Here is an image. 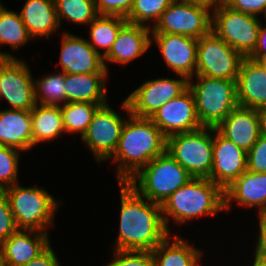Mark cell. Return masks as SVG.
Here are the masks:
<instances>
[{"instance_id":"obj_30","label":"cell","mask_w":266,"mask_h":266,"mask_svg":"<svg viewBox=\"0 0 266 266\" xmlns=\"http://www.w3.org/2000/svg\"><path fill=\"white\" fill-rule=\"evenodd\" d=\"M33 39L19 13L7 10L0 4V45H10L13 50Z\"/></svg>"},{"instance_id":"obj_1","label":"cell","mask_w":266,"mask_h":266,"mask_svg":"<svg viewBox=\"0 0 266 266\" xmlns=\"http://www.w3.org/2000/svg\"><path fill=\"white\" fill-rule=\"evenodd\" d=\"M121 196L119 233L114 250L153 251L170 233L161 205L141 196L127 182H119Z\"/></svg>"},{"instance_id":"obj_36","label":"cell","mask_w":266,"mask_h":266,"mask_svg":"<svg viewBox=\"0 0 266 266\" xmlns=\"http://www.w3.org/2000/svg\"><path fill=\"white\" fill-rule=\"evenodd\" d=\"M247 170L266 173V136L263 134L247 152Z\"/></svg>"},{"instance_id":"obj_32","label":"cell","mask_w":266,"mask_h":266,"mask_svg":"<svg viewBox=\"0 0 266 266\" xmlns=\"http://www.w3.org/2000/svg\"><path fill=\"white\" fill-rule=\"evenodd\" d=\"M56 12L62 19L77 24H90L97 16L94 0H55Z\"/></svg>"},{"instance_id":"obj_40","label":"cell","mask_w":266,"mask_h":266,"mask_svg":"<svg viewBox=\"0 0 266 266\" xmlns=\"http://www.w3.org/2000/svg\"><path fill=\"white\" fill-rule=\"evenodd\" d=\"M23 266H60V263L50 244L41 254Z\"/></svg>"},{"instance_id":"obj_15","label":"cell","mask_w":266,"mask_h":266,"mask_svg":"<svg viewBox=\"0 0 266 266\" xmlns=\"http://www.w3.org/2000/svg\"><path fill=\"white\" fill-rule=\"evenodd\" d=\"M154 38V39H153ZM166 66L179 77H195L198 39L178 34L151 33Z\"/></svg>"},{"instance_id":"obj_3","label":"cell","mask_w":266,"mask_h":266,"mask_svg":"<svg viewBox=\"0 0 266 266\" xmlns=\"http://www.w3.org/2000/svg\"><path fill=\"white\" fill-rule=\"evenodd\" d=\"M224 210V190L208 178H192L161 205L163 221L170 234V217L180 225L203 215L213 217Z\"/></svg>"},{"instance_id":"obj_31","label":"cell","mask_w":266,"mask_h":266,"mask_svg":"<svg viewBox=\"0 0 266 266\" xmlns=\"http://www.w3.org/2000/svg\"><path fill=\"white\" fill-rule=\"evenodd\" d=\"M35 101L39 105L60 106L66 104L65 73L48 74L35 79ZM63 102V103H62ZM62 103V104H60Z\"/></svg>"},{"instance_id":"obj_6","label":"cell","mask_w":266,"mask_h":266,"mask_svg":"<svg viewBox=\"0 0 266 266\" xmlns=\"http://www.w3.org/2000/svg\"><path fill=\"white\" fill-rule=\"evenodd\" d=\"M188 80L202 126L216 128L237 106L236 80L196 76Z\"/></svg>"},{"instance_id":"obj_41","label":"cell","mask_w":266,"mask_h":266,"mask_svg":"<svg viewBox=\"0 0 266 266\" xmlns=\"http://www.w3.org/2000/svg\"><path fill=\"white\" fill-rule=\"evenodd\" d=\"M258 230L255 256L266 261V213L259 214Z\"/></svg>"},{"instance_id":"obj_11","label":"cell","mask_w":266,"mask_h":266,"mask_svg":"<svg viewBox=\"0 0 266 266\" xmlns=\"http://www.w3.org/2000/svg\"><path fill=\"white\" fill-rule=\"evenodd\" d=\"M120 116L108 103L100 106L81 138L98 163L109 160L117 149L126 122Z\"/></svg>"},{"instance_id":"obj_17","label":"cell","mask_w":266,"mask_h":266,"mask_svg":"<svg viewBox=\"0 0 266 266\" xmlns=\"http://www.w3.org/2000/svg\"><path fill=\"white\" fill-rule=\"evenodd\" d=\"M60 65L68 74L108 73L103 57L88 43L87 39L63 32Z\"/></svg>"},{"instance_id":"obj_10","label":"cell","mask_w":266,"mask_h":266,"mask_svg":"<svg viewBox=\"0 0 266 266\" xmlns=\"http://www.w3.org/2000/svg\"><path fill=\"white\" fill-rule=\"evenodd\" d=\"M211 9L201 4L174 0L151 27L152 33H170L198 39L211 31Z\"/></svg>"},{"instance_id":"obj_5","label":"cell","mask_w":266,"mask_h":266,"mask_svg":"<svg viewBox=\"0 0 266 266\" xmlns=\"http://www.w3.org/2000/svg\"><path fill=\"white\" fill-rule=\"evenodd\" d=\"M6 195L18 230L47 232L58 211V200L40 187L14 184L2 190Z\"/></svg>"},{"instance_id":"obj_29","label":"cell","mask_w":266,"mask_h":266,"mask_svg":"<svg viewBox=\"0 0 266 266\" xmlns=\"http://www.w3.org/2000/svg\"><path fill=\"white\" fill-rule=\"evenodd\" d=\"M103 105L105 104L89 102H67L64 105H60L65 132L71 134L78 132L82 138L94 113Z\"/></svg>"},{"instance_id":"obj_19","label":"cell","mask_w":266,"mask_h":266,"mask_svg":"<svg viewBox=\"0 0 266 266\" xmlns=\"http://www.w3.org/2000/svg\"><path fill=\"white\" fill-rule=\"evenodd\" d=\"M48 232L17 230L0 244L4 266H23L41 254L49 245Z\"/></svg>"},{"instance_id":"obj_37","label":"cell","mask_w":266,"mask_h":266,"mask_svg":"<svg viewBox=\"0 0 266 266\" xmlns=\"http://www.w3.org/2000/svg\"><path fill=\"white\" fill-rule=\"evenodd\" d=\"M18 230L8 199L0 191V244Z\"/></svg>"},{"instance_id":"obj_24","label":"cell","mask_w":266,"mask_h":266,"mask_svg":"<svg viewBox=\"0 0 266 266\" xmlns=\"http://www.w3.org/2000/svg\"><path fill=\"white\" fill-rule=\"evenodd\" d=\"M107 76L108 73H65L66 103L89 102L107 104V86H105Z\"/></svg>"},{"instance_id":"obj_18","label":"cell","mask_w":266,"mask_h":266,"mask_svg":"<svg viewBox=\"0 0 266 266\" xmlns=\"http://www.w3.org/2000/svg\"><path fill=\"white\" fill-rule=\"evenodd\" d=\"M216 130L248 152L262 134L261 110L237 106Z\"/></svg>"},{"instance_id":"obj_26","label":"cell","mask_w":266,"mask_h":266,"mask_svg":"<svg viewBox=\"0 0 266 266\" xmlns=\"http://www.w3.org/2000/svg\"><path fill=\"white\" fill-rule=\"evenodd\" d=\"M168 235L152 252L154 266H198L202 251L190 245L187 240ZM171 243V244H170Z\"/></svg>"},{"instance_id":"obj_39","label":"cell","mask_w":266,"mask_h":266,"mask_svg":"<svg viewBox=\"0 0 266 266\" xmlns=\"http://www.w3.org/2000/svg\"><path fill=\"white\" fill-rule=\"evenodd\" d=\"M224 4L233 10L257 17L266 14V0H227Z\"/></svg>"},{"instance_id":"obj_42","label":"cell","mask_w":266,"mask_h":266,"mask_svg":"<svg viewBox=\"0 0 266 266\" xmlns=\"http://www.w3.org/2000/svg\"><path fill=\"white\" fill-rule=\"evenodd\" d=\"M266 56V25H260L257 44L253 52L248 57H265Z\"/></svg>"},{"instance_id":"obj_23","label":"cell","mask_w":266,"mask_h":266,"mask_svg":"<svg viewBox=\"0 0 266 266\" xmlns=\"http://www.w3.org/2000/svg\"><path fill=\"white\" fill-rule=\"evenodd\" d=\"M0 144L21 152L31 150V111L9 108L0 111Z\"/></svg>"},{"instance_id":"obj_22","label":"cell","mask_w":266,"mask_h":266,"mask_svg":"<svg viewBox=\"0 0 266 266\" xmlns=\"http://www.w3.org/2000/svg\"><path fill=\"white\" fill-rule=\"evenodd\" d=\"M224 196L227 211L234 201L250 209L258 207L259 214L266 213V173L246 170L224 190Z\"/></svg>"},{"instance_id":"obj_9","label":"cell","mask_w":266,"mask_h":266,"mask_svg":"<svg viewBox=\"0 0 266 266\" xmlns=\"http://www.w3.org/2000/svg\"><path fill=\"white\" fill-rule=\"evenodd\" d=\"M244 58L211 30L198 38L195 76L237 80Z\"/></svg>"},{"instance_id":"obj_27","label":"cell","mask_w":266,"mask_h":266,"mask_svg":"<svg viewBox=\"0 0 266 266\" xmlns=\"http://www.w3.org/2000/svg\"><path fill=\"white\" fill-rule=\"evenodd\" d=\"M32 148L60 137L65 132L60 106L36 104L31 110Z\"/></svg>"},{"instance_id":"obj_4","label":"cell","mask_w":266,"mask_h":266,"mask_svg":"<svg viewBox=\"0 0 266 266\" xmlns=\"http://www.w3.org/2000/svg\"><path fill=\"white\" fill-rule=\"evenodd\" d=\"M192 178L188 171L165 151L143 166L127 183L144 198L162 205L172 193Z\"/></svg>"},{"instance_id":"obj_2","label":"cell","mask_w":266,"mask_h":266,"mask_svg":"<svg viewBox=\"0 0 266 266\" xmlns=\"http://www.w3.org/2000/svg\"><path fill=\"white\" fill-rule=\"evenodd\" d=\"M121 106L128 113V119L122 128L117 149L110 158L112 162H118V183L127 182L143 166L164 153L167 146V137L150 118L131 115L126 99Z\"/></svg>"},{"instance_id":"obj_20","label":"cell","mask_w":266,"mask_h":266,"mask_svg":"<svg viewBox=\"0 0 266 266\" xmlns=\"http://www.w3.org/2000/svg\"><path fill=\"white\" fill-rule=\"evenodd\" d=\"M151 27L126 23L119 31L109 53L103 58L108 71L107 62L127 65L142 56L152 45Z\"/></svg>"},{"instance_id":"obj_13","label":"cell","mask_w":266,"mask_h":266,"mask_svg":"<svg viewBox=\"0 0 266 266\" xmlns=\"http://www.w3.org/2000/svg\"><path fill=\"white\" fill-rule=\"evenodd\" d=\"M188 88V79L158 78L145 81L126 98L130 113L139 118H150L166 102L178 97Z\"/></svg>"},{"instance_id":"obj_14","label":"cell","mask_w":266,"mask_h":266,"mask_svg":"<svg viewBox=\"0 0 266 266\" xmlns=\"http://www.w3.org/2000/svg\"><path fill=\"white\" fill-rule=\"evenodd\" d=\"M150 119L166 137L203 127L197 116L194 95L189 88L166 102Z\"/></svg>"},{"instance_id":"obj_45","label":"cell","mask_w":266,"mask_h":266,"mask_svg":"<svg viewBox=\"0 0 266 266\" xmlns=\"http://www.w3.org/2000/svg\"><path fill=\"white\" fill-rule=\"evenodd\" d=\"M262 134L266 136V109L261 110Z\"/></svg>"},{"instance_id":"obj_16","label":"cell","mask_w":266,"mask_h":266,"mask_svg":"<svg viewBox=\"0 0 266 266\" xmlns=\"http://www.w3.org/2000/svg\"><path fill=\"white\" fill-rule=\"evenodd\" d=\"M213 135V164L210 179L223 190L247 170V152L227 140L216 128Z\"/></svg>"},{"instance_id":"obj_43","label":"cell","mask_w":266,"mask_h":266,"mask_svg":"<svg viewBox=\"0 0 266 266\" xmlns=\"http://www.w3.org/2000/svg\"><path fill=\"white\" fill-rule=\"evenodd\" d=\"M184 1L204 5L209 7L211 10L215 9L216 7H218L223 3L221 0H184Z\"/></svg>"},{"instance_id":"obj_35","label":"cell","mask_w":266,"mask_h":266,"mask_svg":"<svg viewBox=\"0 0 266 266\" xmlns=\"http://www.w3.org/2000/svg\"><path fill=\"white\" fill-rule=\"evenodd\" d=\"M106 266H154L151 251L114 250V256Z\"/></svg>"},{"instance_id":"obj_38","label":"cell","mask_w":266,"mask_h":266,"mask_svg":"<svg viewBox=\"0 0 266 266\" xmlns=\"http://www.w3.org/2000/svg\"><path fill=\"white\" fill-rule=\"evenodd\" d=\"M98 15H117L127 17L134 0H94Z\"/></svg>"},{"instance_id":"obj_34","label":"cell","mask_w":266,"mask_h":266,"mask_svg":"<svg viewBox=\"0 0 266 266\" xmlns=\"http://www.w3.org/2000/svg\"><path fill=\"white\" fill-rule=\"evenodd\" d=\"M20 152L0 144V191L18 183Z\"/></svg>"},{"instance_id":"obj_12","label":"cell","mask_w":266,"mask_h":266,"mask_svg":"<svg viewBox=\"0 0 266 266\" xmlns=\"http://www.w3.org/2000/svg\"><path fill=\"white\" fill-rule=\"evenodd\" d=\"M5 99L9 109L31 111L36 105L35 81L25 61L0 59V100Z\"/></svg>"},{"instance_id":"obj_7","label":"cell","mask_w":266,"mask_h":266,"mask_svg":"<svg viewBox=\"0 0 266 266\" xmlns=\"http://www.w3.org/2000/svg\"><path fill=\"white\" fill-rule=\"evenodd\" d=\"M214 127L177 133L167 137L166 151L193 178H209L213 164Z\"/></svg>"},{"instance_id":"obj_25","label":"cell","mask_w":266,"mask_h":266,"mask_svg":"<svg viewBox=\"0 0 266 266\" xmlns=\"http://www.w3.org/2000/svg\"><path fill=\"white\" fill-rule=\"evenodd\" d=\"M19 13L28 33L34 38L49 39L60 28L55 0H27Z\"/></svg>"},{"instance_id":"obj_47","label":"cell","mask_w":266,"mask_h":266,"mask_svg":"<svg viewBox=\"0 0 266 266\" xmlns=\"http://www.w3.org/2000/svg\"><path fill=\"white\" fill-rule=\"evenodd\" d=\"M1 58L16 59V57L14 55L7 53V52L4 53V51L3 52L0 51V59Z\"/></svg>"},{"instance_id":"obj_46","label":"cell","mask_w":266,"mask_h":266,"mask_svg":"<svg viewBox=\"0 0 266 266\" xmlns=\"http://www.w3.org/2000/svg\"><path fill=\"white\" fill-rule=\"evenodd\" d=\"M254 257H255L254 261L252 262L253 265H251V266H266V261L265 260L260 259V258H258L256 256H254Z\"/></svg>"},{"instance_id":"obj_33","label":"cell","mask_w":266,"mask_h":266,"mask_svg":"<svg viewBox=\"0 0 266 266\" xmlns=\"http://www.w3.org/2000/svg\"><path fill=\"white\" fill-rule=\"evenodd\" d=\"M174 0H134L132 9L126 17L128 23L144 25L151 20L154 21L152 27L159 21L162 13L170 6Z\"/></svg>"},{"instance_id":"obj_28","label":"cell","mask_w":266,"mask_h":266,"mask_svg":"<svg viewBox=\"0 0 266 266\" xmlns=\"http://www.w3.org/2000/svg\"><path fill=\"white\" fill-rule=\"evenodd\" d=\"M127 23L125 17L117 15H98L89 25V36L87 40L90 46L103 58L109 53L110 49L120 29ZM105 49L103 53L99 48Z\"/></svg>"},{"instance_id":"obj_21","label":"cell","mask_w":266,"mask_h":266,"mask_svg":"<svg viewBox=\"0 0 266 266\" xmlns=\"http://www.w3.org/2000/svg\"><path fill=\"white\" fill-rule=\"evenodd\" d=\"M238 106L266 109V73L254 60H242L236 80Z\"/></svg>"},{"instance_id":"obj_44","label":"cell","mask_w":266,"mask_h":266,"mask_svg":"<svg viewBox=\"0 0 266 266\" xmlns=\"http://www.w3.org/2000/svg\"><path fill=\"white\" fill-rule=\"evenodd\" d=\"M251 60H254L266 73V56L265 57H248Z\"/></svg>"},{"instance_id":"obj_8","label":"cell","mask_w":266,"mask_h":266,"mask_svg":"<svg viewBox=\"0 0 266 266\" xmlns=\"http://www.w3.org/2000/svg\"><path fill=\"white\" fill-rule=\"evenodd\" d=\"M211 11V30L234 50L248 57L257 44L260 18L233 10L224 3Z\"/></svg>"}]
</instances>
